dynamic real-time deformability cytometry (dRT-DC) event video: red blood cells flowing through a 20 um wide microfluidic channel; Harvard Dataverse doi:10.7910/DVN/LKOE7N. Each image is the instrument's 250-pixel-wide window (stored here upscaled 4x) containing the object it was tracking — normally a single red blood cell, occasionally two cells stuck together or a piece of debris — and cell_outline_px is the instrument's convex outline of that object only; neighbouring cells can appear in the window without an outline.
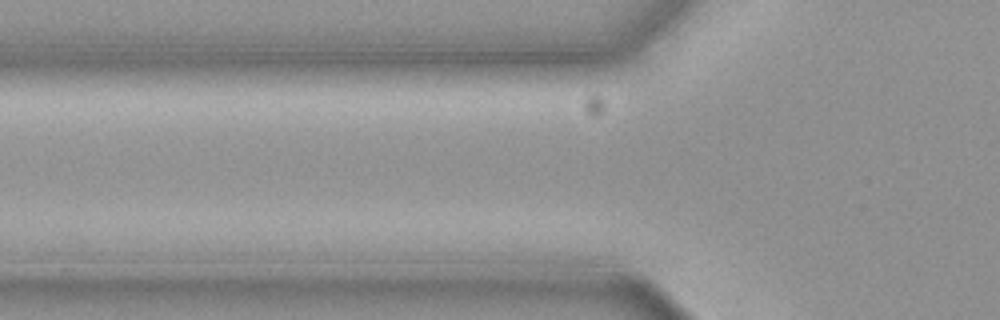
{"species": "common noctule bat (a hibernating species)", "species_latin": "Nyctalus noctula", "temperature_condition": "cold", "stored_images_in_passage": 3, "camera_frame_rate_fps": 3000, "um_per_image_px": 0.085, "animal": {"sex": "female", "body_mass_g": 19.3, "forearm_length_mm": 54.1}, "frame": {"image": 1, "passage_image": 3, "time_ms": 0.667, "image_size_px": [1000, 320], "cell_outline_px": [[584, 196], [576, 208], [436, 204], [428, 200], [436, 196], [452, 192], [508, 192]], "centroid_in_image_um": [43.2, 16.96], "position_along_channel_um": 82.6, "area_um2": 13.64}}